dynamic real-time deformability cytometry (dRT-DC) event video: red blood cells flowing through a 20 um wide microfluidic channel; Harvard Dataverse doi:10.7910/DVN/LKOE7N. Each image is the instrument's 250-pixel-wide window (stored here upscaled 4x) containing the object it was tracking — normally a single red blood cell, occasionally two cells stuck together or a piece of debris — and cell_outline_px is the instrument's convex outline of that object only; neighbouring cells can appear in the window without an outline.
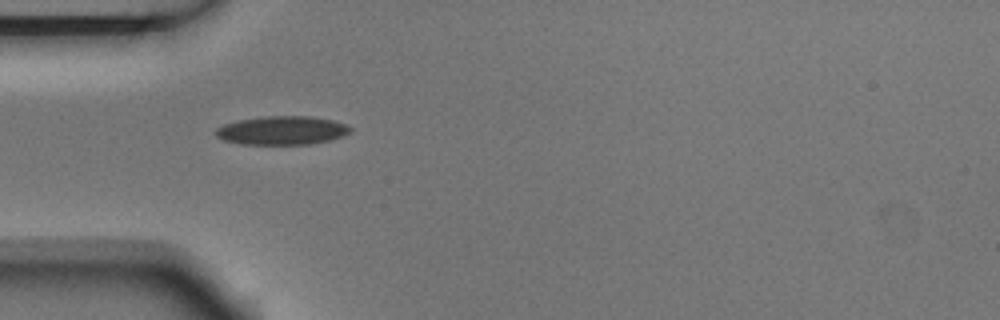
{"species": "Egyptian fruit bat (a non-hibernating species)", "species_latin": "Rousettus aegyptiacus", "temperature_condition": "room temperature", "stored_images_in_passage": 3, "camera_frame_rate_fps": 3000, "um_per_image_px": 0.085, "animal": {"sex": "male"}, "frame": {"image": 1, "passage_image": 2, "time_ms": 0.333, "image_size_px": [1000, 320], "cell_outline_px": [[352, 132], [328, 140], [308, 144], [240, 144], [224, 140], [216, 136], [216, 128], [224, 124], [236, 120], [264, 116], [308, 116], [332, 120], [344, 124], [352, 128]], "centroid_in_image_um": [23.93, 11.08], "position_along_channel_um": 61.1, "area_um2": 22.31}}
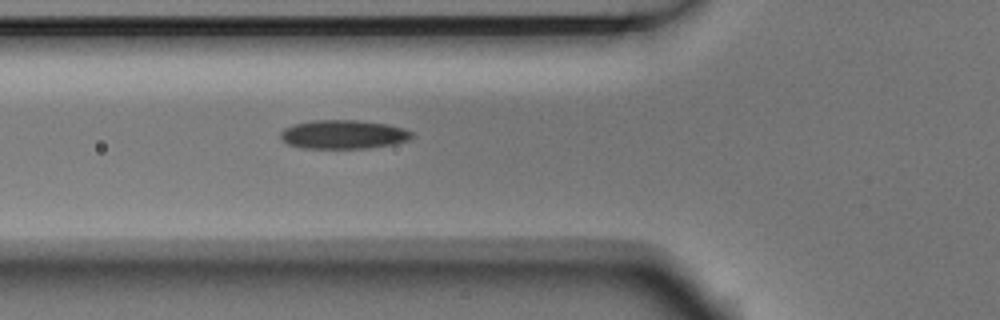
{"frame": {"image": 2, "passage_image": 3, "time_ms": 0.667, "image_size_px": [1000, 320], "cell_outline_px": [[412, 136], [408, 140], [392, 144], [368, 148], [300, 148], [288, 144], [280, 136], [280, 132], [284, 128], [292, 124], [312, 120], [360, 120], [388, 124], [404, 128], [412, 132]], "centroid_in_image_um": [29.17, 11.42], "position_along_channel_um": 96.6, "area_um2": 22.14}}